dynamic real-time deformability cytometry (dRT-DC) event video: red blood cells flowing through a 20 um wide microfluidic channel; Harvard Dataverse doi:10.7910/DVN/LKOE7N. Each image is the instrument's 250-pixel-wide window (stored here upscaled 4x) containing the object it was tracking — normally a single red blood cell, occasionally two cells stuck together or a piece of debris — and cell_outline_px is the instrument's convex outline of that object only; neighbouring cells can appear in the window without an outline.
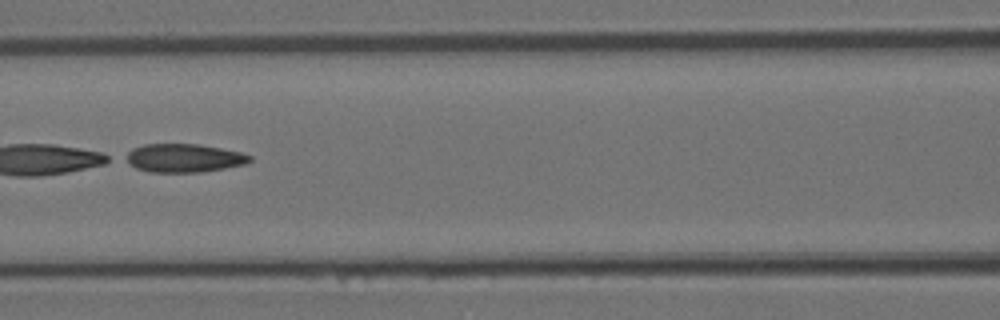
{"species": "Egyptian fruit bat (a non-hibernating species)", "species_latin": "Rousettus aegyptiacus", "temperature_condition": "room temperature", "stored_images_in_passage": 45, "camera_frame_rate_fps": 3000, "um_per_image_px": 0.085, "animal": {"sex": "female"}, "frame": {"image": 1, "passage_image": 20, "time_ms": 6.333, "image_size_px": [1000, 320], "cell_outline_px": [[252, 160], [248, 164], [200, 172], [148, 172], [136, 168], [120, 160], [120, 156], [132, 148], [144, 144], [200, 144], [240, 152], [252, 156]], "centroid_in_image_um": [15.54, 13.43], "position_along_channel_um": 151.1, "area_um2": 21.04}}